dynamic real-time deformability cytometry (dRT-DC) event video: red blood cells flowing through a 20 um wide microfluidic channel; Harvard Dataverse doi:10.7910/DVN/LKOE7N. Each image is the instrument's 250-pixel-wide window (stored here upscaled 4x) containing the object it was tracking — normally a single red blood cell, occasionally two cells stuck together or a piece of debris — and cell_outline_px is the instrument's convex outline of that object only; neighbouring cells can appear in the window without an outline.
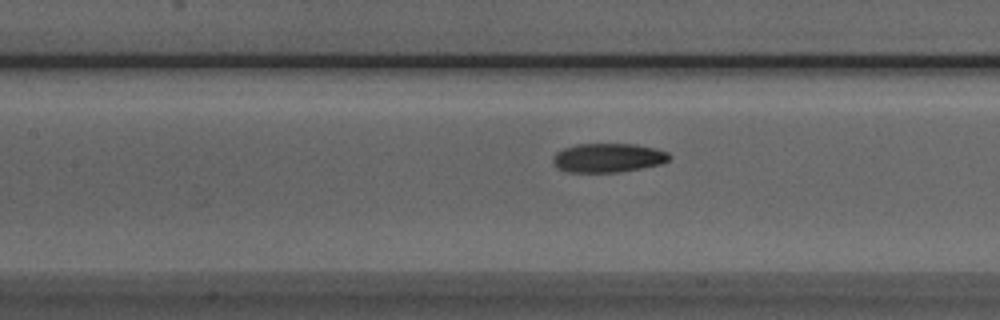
{"species": "Egyptian fruit bat (a non-hibernating species)", "species_latin": "Rousettus aegyptiacus", "temperature_condition": "room temperature", "stored_images_in_passage": 36, "camera_frame_rate_fps": 3000, "um_per_image_px": 0.085, "animal": {"sex": "male"}, "frame": {"image": 1, "passage_image": 7, "time_ms": 2.0, "image_size_px": [1000, 320], "cell_outline_px": [[672, 156], [668, 160], [660, 164], [620, 172], [568, 172], [556, 168], [552, 160], [552, 156], [556, 152], [564, 148], [576, 144], [636, 144], [656, 148], [668, 152]], "centroid_in_image_um": [51.67, 13.41], "position_along_channel_um": 155.7, "area_um2": 19.83}}
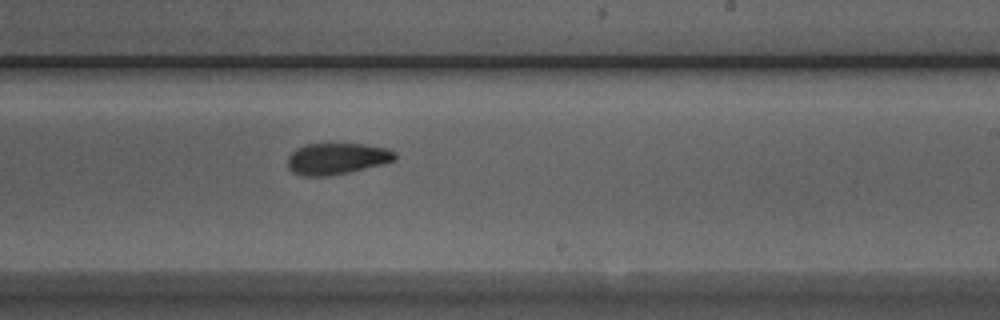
{"frame": {"image": 2, "passage_image": 15, "time_ms": 4.667, "image_size_px": [1000, 320], "cell_outline_px": [[396, 160], [384, 164], [348, 172], [328, 176], [304, 176], [292, 172], [288, 168], [288, 156], [296, 148], [304, 144], [364, 144], [388, 148], [396, 152]], "centroid_in_image_um": [28.64, 13.48], "position_along_channel_um": 260.4, "area_um2": 19.77}}
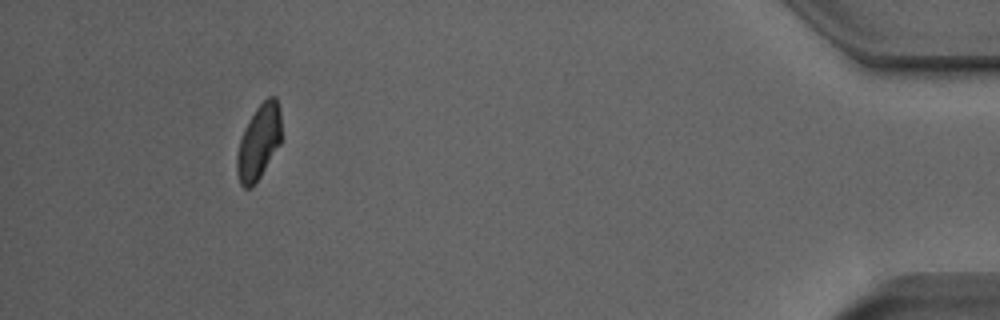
{"frame": {"image": 3, "passage_image": 32, "time_ms": 10.333, "image_size_px": [1000, 320], "cell_outline_px": [[280, 144], [260, 176], [252, 188], [244, 188], [240, 184], [236, 172], [236, 156], [240, 140], [244, 128], [256, 108], [268, 96], [276, 96], [280, 108]], "centroid_in_image_um": [21.98, 12.08], "position_along_channel_um": 413.2, "area_um2": 19.31}}